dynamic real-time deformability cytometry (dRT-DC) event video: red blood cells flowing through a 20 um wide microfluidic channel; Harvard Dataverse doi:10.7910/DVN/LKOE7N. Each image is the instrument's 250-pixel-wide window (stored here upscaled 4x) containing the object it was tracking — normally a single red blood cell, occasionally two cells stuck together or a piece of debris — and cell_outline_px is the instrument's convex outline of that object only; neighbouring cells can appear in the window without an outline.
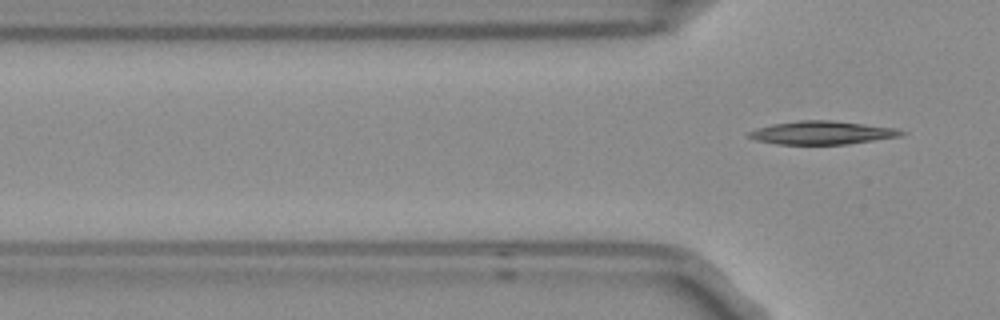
{"species": "Egyptian fruit bat (a non-hibernating species)", "species_latin": "Rousettus aegyptiacus", "temperature_condition": "room temperature", "stored_images_in_passage": 4, "camera_frame_rate_fps": 3000, "um_per_image_px": 0.085, "frame": {"image": 1, "passage_image": 4, "time_ms": 1.0, "image_size_px": [1000, 320], "cell_outline_px": [[908, 132], [900, 136], [848, 144], [776, 144], [756, 140], [748, 136], [748, 132], [756, 128], [772, 124], [800, 120], [832, 120], [896, 128]], "centroid_in_image_um": [69.87, 11.28], "position_along_channel_um": 55.9, "area_um2": 20.63}}